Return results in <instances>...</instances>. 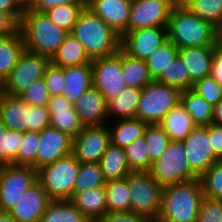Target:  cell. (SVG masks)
Listing matches in <instances>:
<instances>
[{"mask_svg":"<svg viewBox=\"0 0 222 222\" xmlns=\"http://www.w3.org/2000/svg\"><path fill=\"white\" fill-rule=\"evenodd\" d=\"M167 35L178 48H184L215 46L221 32L178 1L172 8L168 20Z\"/></svg>","mask_w":222,"mask_h":222,"instance_id":"cell-1","label":"cell"},{"mask_svg":"<svg viewBox=\"0 0 222 222\" xmlns=\"http://www.w3.org/2000/svg\"><path fill=\"white\" fill-rule=\"evenodd\" d=\"M70 34L82 44L91 60L116 54L121 48V37L87 6Z\"/></svg>","mask_w":222,"mask_h":222,"instance_id":"cell-2","label":"cell"},{"mask_svg":"<svg viewBox=\"0 0 222 222\" xmlns=\"http://www.w3.org/2000/svg\"><path fill=\"white\" fill-rule=\"evenodd\" d=\"M204 194L199 180L165 186L157 222H197Z\"/></svg>","mask_w":222,"mask_h":222,"instance_id":"cell-3","label":"cell"},{"mask_svg":"<svg viewBox=\"0 0 222 222\" xmlns=\"http://www.w3.org/2000/svg\"><path fill=\"white\" fill-rule=\"evenodd\" d=\"M19 30L27 51L46 56L49 59L56 53L68 34L51 21L45 13L34 10L23 13Z\"/></svg>","mask_w":222,"mask_h":222,"instance_id":"cell-4","label":"cell"},{"mask_svg":"<svg viewBox=\"0 0 222 222\" xmlns=\"http://www.w3.org/2000/svg\"><path fill=\"white\" fill-rule=\"evenodd\" d=\"M80 162L71 154L37 170V181L51 200H70Z\"/></svg>","mask_w":222,"mask_h":222,"instance_id":"cell-5","label":"cell"},{"mask_svg":"<svg viewBox=\"0 0 222 222\" xmlns=\"http://www.w3.org/2000/svg\"><path fill=\"white\" fill-rule=\"evenodd\" d=\"M181 90L152 80L141 89L136 118L148 124H159L168 111L180 102Z\"/></svg>","mask_w":222,"mask_h":222,"instance_id":"cell-6","label":"cell"},{"mask_svg":"<svg viewBox=\"0 0 222 222\" xmlns=\"http://www.w3.org/2000/svg\"><path fill=\"white\" fill-rule=\"evenodd\" d=\"M131 193L130 211L156 221L161 212L163 186L149 171L131 172L128 175Z\"/></svg>","mask_w":222,"mask_h":222,"instance_id":"cell-7","label":"cell"},{"mask_svg":"<svg viewBox=\"0 0 222 222\" xmlns=\"http://www.w3.org/2000/svg\"><path fill=\"white\" fill-rule=\"evenodd\" d=\"M149 172L163 187L198 178L190 169L180 141H171L165 152L153 162Z\"/></svg>","mask_w":222,"mask_h":222,"instance_id":"cell-8","label":"cell"},{"mask_svg":"<svg viewBox=\"0 0 222 222\" xmlns=\"http://www.w3.org/2000/svg\"><path fill=\"white\" fill-rule=\"evenodd\" d=\"M36 182L37 170L33 167L0 165V211L9 212Z\"/></svg>","mask_w":222,"mask_h":222,"instance_id":"cell-9","label":"cell"},{"mask_svg":"<svg viewBox=\"0 0 222 222\" xmlns=\"http://www.w3.org/2000/svg\"><path fill=\"white\" fill-rule=\"evenodd\" d=\"M50 59L25 50L10 74L3 80L4 92L19 96L32 83L44 77Z\"/></svg>","mask_w":222,"mask_h":222,"instance_id":"cell-10","label":"cell"},{"mask_svg":"<svg viewBox=\"0 0 222 222\" xmlns=\"http://www.w3.org/2000/svg\"><path fill=\"white\" fill-rule=\"evenodd\" d=\"M91 65L93 86L107 102L127 87L122 74V48L116 54L93 59Z\"/></svg>","mask_w":222,"mask_h":222,"instance_id":"cell-11","label":"cell"},{"mask_svg":"<svg viewBox=\"0 0 222 222\" xmlns=\"http://www.w3.org/2000/svg\"><path fill=\"white\" fill-rule=\"evenodd\" d=\"M178 0H134L130 9L127 32L140 28L167 27Z\"/></svg>","mask_w":222,"mask_h":222,"instance_id":"cell-12","label":"cell"},{"mask_svg":"<svg viewBox=\"0 0 222 222\" xmlns=\"http://www.w3.org/2000/svg\"><path fill=\"white\" fill-rule=\"evenodd\" d=\"M110 144L108 125L84 126L73 138L72 155L80 163H99Z\"/></svg>","mask_w":222,"mask_h":222,"instance_id":"cell-13","label":"cell"},{"mask_svg":"<svg viewBox=\"0 0 222 222\" xmlns=\"http://www.w3.org/2000/svg\"><path fill=\"white\" fill-rule=\"evenodd\" d=\"M182 143L190 169L198 178L219 161L210 146L206 126H196Z\"/></svg>","mask_w":222,"mask_h":222,"instance_id":"cell-14","label":"cell"},{"mask_svg":"<svg viewBox=\"0 0 222 222\" xmlns=\"http://www.w3.org/2000/svg\"><path fill=\"white\" fill-rule=\"evenodd\" d=\"M167 40V27L140 28L121 37V48L130 56L145 60Z\"/></svg>","mask_w":222,"mask_h":222,"instance_id":"cell-15","label":"cell"},{"mask_svg":"<svg viewBox=\"0 0 222 222\" xmlns=\"http://www.w3.org/2000/svg\"><path fill=\"white\" fill-rule=\"evenodd\" d=\"M73 138L51 126L39 132L36 170L72 154Z\"/></svg>","mask_w":222,"mask_h":222,"instance_id":"cell-16","label":"cell"},{"mask_svg":"<svg viewBox=\"0 0 222 222\" xmlns=\"http://www.w3.org/2000/svg\"><path fill=\"white\" fill-rule=\"evenodd\" d=\"M51 199L37 181L20 197L9 211L17 222H40Z\"/></svg>","mask_w":222,"mask_h":222,"instance_id":"cell-17","label":"cell"},{"mask_svg":"<svg viewBox=\"0 0 222 222\" xmlns=\"http://www.w3.org/2000/svg\"><path fill=\"white\" fill-rule=\"evenodd\" d=\"M131 0H87V7L102 18L120 37L128 28Z\"/></svg>","mask_w":222,"mask_h":222,"instance_id":"cell-18","label":"cell"},{"mask_svg":"<svg viewBox=\"0 0 222 222\" xmlns=\"http://www.w3.org/2000/svg\"><path fill=\"white\" fill-rule=\"evenodd\" d=\"M73 107L84 126H101L108 123L107 101L94 86L79 96Z\"/></svg>","mask_w":222,"mask_h":222,"instance_id":"cell-19","label":"cell"},{"mask_svg":"<svg viewBox=\"0 0 222 222\" xmlns=\"http://www.w3.org/2000/svg\"><path fill=\"white\" fill-rule=\"evenodd\" d=\"M32 106L20 96L4 94L0 102V121L9 130L31 131Z\"/></svg>","mask_w":222,"mask_h":222,"instance_id":"cell-20","label":"cell"},{"mask_svg":"<svg viewBox=\"0 0 222 222\" xmlns=\"http://www.w3.org/2000/svg\"><path fill=\"white\" fill-rule=\"evenodd\" d=\"M48 109L51 116L50 126L74 138L83 129L73 104L64 96L50 97Z\"/></svg>","mask_w":222,"mask_h":222,"instance_id":"cell-21","label":"cell"},{"mask_svg":"<svg viewBox=\"0 0 222 222\" xmlns=\"http://www.w3.org/2000/svg\"><path fill=\"white\" fill-rule=\"evenodd\" d=\"M215 46L179 48L178 55L189 73V89L200 79L210 76Z\"/></svg>","mask_w":222,"mask_h":222,"instance_id":"cell-22","label":"cell"},{"mask_svg":"<svg viewBox=\"0 0 222 222\" xmlns=\"http://www.w3.org/2000/svg\"><path fill=\"white\" fill-rule=\"evenodd\" d=\"M62 70L65 78L62 96L73 104L79 96L93 86L92 65L86 63L79 66L64 67Z\"/></svg>","mask_w":222,"mask_h":222,"instance_id":"cell-23","label":"cell"},{"mask_svg":"<svg viewBox=\"0 0 222 222\" xmlns=\"http://www.w3.org/2000/svg\"><path fill=\"white\" fill-rule=\"evenodd\" d=\"M171 141H184L196 127L181 102L172 107L159 123Z\"/></svg>","mask_w":222,"mask_h":222,"instance_id":"cell-24","label":"cell"},{"mask_svg":"<svg viewBox=\"0 0 222 222\" xmlns=\"http://www.w3.org/2000/svg\"><path fill=\"white\" fill-rule=\"evenodd\" d=\"M70 200L89 220L103 219L108 212L105 185L76 193Z\"/></svg>","mask_w":222,"mask_h":222,"instance_id":"cell-25","label":"cell"},{"mask_svg":"<svg viewBox=\"0 0 222 222\" xmlns=\"http://www.w3.org/2000/svg\"><path fill=\"white\" fill-rule=\"evenodd\" d=\"M82 44L70 33L66 35L56 53L50 59V63L57 67L79 66L91 63Z\"/></svg>","mask_w":222,"mask_h":222,"instance_id":"cell-26","label":"cell"},{"mask_svg":"<svg viewBox=\"0 0 222 222\" xmlns=\"http://www.w3.org/2000/svg\"><path fill=\"white\" fill-rule=\"evenodd\" d=\"M147 122L142 121L139 118H127L116 120V123L108 124L110 131L111 144L120 148H126L136 139L142 138Z\"/></svg>","mask_w":222,"mask_h":222,"instance_id":"cell-27","label":"cell"},{"mask_svg":"<svg viewBox=\"0 0 222 222\" xmlns=\"http://www.w3.org/2000/svg\"><path fill=\"white\" fill-rule=\"evenodd\" d=\"M25 50L19 29L11 35L0 37V79L4 80L10 74Z\"/></svg>","mask_w":222,"mask_h":222,"instance_id":"cell-28","label":"cell"},{"mask_svg":"<svg viewBox=\"0 0 222 222\" xmlns=\"http://www.w3.org/2000/svg\"><path fill=\"white\" fill-rule=\"evenodd\" d=\"M106 181L126 178L133 172L127 162L125 149L110 144L99 161Z\"/></svg>","mask_w":222,"mask_h":222,"instance_id":"cell-29","label":"cell"},{"mask_svg":"<svg viewBox=\"0 0 222 222\" xmlns=\"http://www.w3.org/2000/svg\"><path fill=\"white\" fill-rule=\"evenodd\" d=\"M180 102L196 126H208L213 123V105L193 89L181 91Z\"/></svg>","mask_w":222,"mask_h":222,"instance_id":"cell-30","label":"cell"},{"mask_svg":"<svg viewBox=\"0 0 222 222\" xmlns=\"http://www.w3.org/2000/svg\"><path fill=\"white\" fill-rule=\"evenodd\" d=\"M141 89L126 87L115 98L107 102L108 119L115 117L116 120L135 118Z\"/></svg>","mask_w":222,"mask_h":222,"instance_id":"cell-31","label":"cell"},{"mask_svg":"<svg viewBox=\"0 0 222 222\" xmlns=\"http://www.w3.org/2000/svg\"><path fill=\"white\" fill-rule=\"evenodd\" d=\"M89 219L71 200H51L40 222H88Z\"/></svg>","mask_w":222,"mask_h":222,"instance_id":"cell-32","label":"cell"},{"mask_svg":"<svg viewBox=\"0 0 222 222\" xmlns=\"http://www.w3.org/2000/svg\"><path fill=\"white\" fill-rule=\"evenodd\" d=\"M122 74L127 87L142 89L152 81L145 60L134 58L122 49Z\"/></svg>","mask_w":222,"mask_h":222,"instance_id":"cell-33","label":"cell"},{"mask_svg":"<svg viewBox=\"0 0 222 222\" xmlns=\"http://www.w3.org/2000/svg\"><path fill=\"white\" fill-rule=\"evenodd\" d=\"M178 50L179 48L168 39L145 59L152 80H158L162 73L167 71L171 61L178 56Z\"/></svg>","mask_w":222,"mask_h":222,"instance_id":"cell-34","label":"cell"},{"mask_svg":"<svg viewBox=\"0 0 222 222\" xmlns=\"http://www.w3.org/2000/svg\"><path fill=\"white\" fill-rule=\"evenodd\" d=\"M105 188L108 212L130 210L131 193L128 176L123 179L106 181Z\"/></svg>","mask_w":222,"mask_h":222,"instance_id":"cell-35","label":"cell"},{"mask_svg":"<svg viewBox=\"0 0 222 222\" xmlns=\"http://www.w3.org/2000/svg\"><path fill=\"white\" fill-rule=\"evenodd\" d=\"M194 14L222 32V0H180Z\"/></svg>","mask_w":222,"mask_h":222,"instance_id":"cell-36","label":"cell"},{"mask_svg":"<svg viewBox=\"0 0 222 222\" xmlns=\"http://www.w3.org/2000/svg\"><path fill=\"white\" fill-rule=\"evenodd\" d=\"M106 180L99 163H80L79 172L75 181L73 196L91 188L104 186Z\"/></svg>","mask_w":222,"mask_h":222,"instance_id":"cell-37","label":"cell"},{"mask_svg":"<svg viewBox=\"0 0 222 222\" xmlns=\"http://www.w3.org/2000/svg\"><path fill=\"white\" fill-rule=\"evenodd\" d=\"M23 132L9 130L0 121V165L13 164L18 155Z\"/></svg>","mask_w":222,"mask_h":222,"instance_id":"cell-38","label":"cell"},{"mask_svg":"<svg viewBox=\"0 0 222 222\" xmlns=\"http://www.w3.org/2000/svg\"><path fill=\"white\" fill-rule=\"evenodd\" d=\"M87 4H66L58 5L46 10L44 13L57 26L61 27L68 33L77 22L78 16Z\"/></svg>","mask_w":222,"mask_h":222,"instance_id":"cell-39","label":"cell"},{"mask_svg":"<svg viewBox=\"0 0 222 222\" xmlns=\"http://www.w3.org/2000/svg\"><path fill=\"white\" fill-rule=\"evenodd\" d=\"M150 161H156L167 149L171 142L160 124H148L144 132Z\"/></svg>","mask_w":222,"mask_h":222,"instance_id":"cell-40","label":"cell"},{"mask_svg":"<svg viewBox=\"0 0 222 222\" xmlns=\"http://www.w3.org/2000/svg\"><path fill=\"white\" fill-rule=\"evenodd\" d=\"M124 149L128 165L133 172L151 170L153 163L150 161L144 136Z\"/></svg>","mask_w":222,"mask_h":222,"instance_id":"cell-41","label":"cell"},{"mask_svg":"<svg viewBox=\"0 0 222 222\" xmlns=\"http://www.w3.org/2000/svg\"><path fill=\"white\" fill-rule=\"evenodd\" d=\"M39 146V132H23L18 155L12 165L30 166L36 169V154Z\"/></svg>","mask_w":222,"mask_h":222,"instance_id":"cell-42","label":"cell"},{"mask_svg":"<svg viewBox=\"0 0 222 222\" xmlns=\"http://www.w3.org/2000/svg\"><path fill=\"white\" fill-rule=\"evenodd\" d=\"M204 197L222 199V163L210 166L200 177Z\"/></svg>","mask_w":222,"mask_h":222,"instance_id":"cell-43","label":"cell"},{"mask_svg":"<svg viewBox=\"0 0 222 222\" xmlns=\"http://www.w3.org/2000/svg\"><path fill=\"white\" fill-rule=\"evenodd\" d=\"M157 81L177 87L181 91L189 89V73L179 55L171 61L167 71L163 72Z\"/></svg>","mask_w":222,"mask_h":222,"instance_id":"cell-44","label":"cell"},{"mask_svg":"<svg viewBox=\"0 0 222 222\" xmlns=\"http://www.w3.org/2000/svg\"><path fill=\"white\" fill-rule=\"evenodd\" d=\"M192 89L213 106L222 99V86L211 75L198 80Z\"/></svg>","mask_w":222,"mask_h":222,"instance_id":"cell-45","label":"cell"},{"mask_svg":"<svg viewBox=\"0 0 222 222\" xmlns=\"http://www.w3.org/2000/svg\"><path fill=\"white\" fill-rule=\"evenodd\" d=\"M19 96L30 106H48L51 97L43 78L32 83Z\"/></svg>","mask_w":222,"mask_h":222,"instance_id":"cell-46","label":"cell"},{"mask_svg":"<svg viewBox=\"0 0 222 222\" xmlns=\"http://www.w3.org/2000/svg\"><path fill=\"white\" fill-rule=\"evenodd\" d=\"M197 222H222V199L204 197L200 204Z\"/></svg>","mask_w":222,"mask_h":222,"instance_id":"cell-47","label":"cell"},{"mask_svg":"<svg viewBox=\"0 0 222 222\" xmlns=\"http://www.w3.org/2000/svg\"><path fill=\"white\" fill-rule=\"evenodd\" d=\"M43 80L51 97L62 95L65 78L61 67L50 63L45 70Z\"/></svg>","mask_w":222,"mask_h":222,"instance_id":"cell-48","label":"cell"},{"mask_svg":"<svg viewBox=\"0 0 222 222\" xmlns=\"http://www.w3.org/2000/svg\"><path fill=\"white\" fill-rule=\"evenodd\" d=\"M51 116L48 106H32L31 131L40 132L50 126Z\"/></svg>","mask_w":222,"mask_h":222,"instance_id":"cell-49","label":"cell"},{"mask_svg":"<svg viewBox=\"0 0 222 222\" xmlns=\"http://www.w3.org/2000/svg\"><path fill=\"white\" fill-rule=\"evenodd\" d=\"M103 219L105 222H152L146 216L135 214L132 211L107 212Z\"/></svg>","mask_w":222,"mask_h":222,"instance_id":"cell-50","label":"cell"},{"mask_svg":"<svg viewBox=\"0 0 222 222\" xmlns=\"http://www.w3.org/2000/svg\"><path fill=\"white\" fill-rule=\"evenodd\" d=\"M211 76L222 86V37L218 39L214 47Z\"/></svg>","mask_w":222,"mask_h":222,"instance_id":"cell-51","label":"cell"},{"mask_svg":"<svg viewBox=\"0 0 222 222\" xmlns=\"http://www.w3.org/2000/svg\"><path fill=\"white\" fill-rule=\"evenodd\" d=\"M208 130V137H210V143L215 156L220 159L222 156V126L216 124H210L206 126Z\"/></svg>","mask_w":222,"mask_h":222,"instance_id":"cell-52","label":"cell"},{"mask_svg":"<svg viewBox=\"0 0 222 222\" xmlns=\"http://www.w3.org/2000/svg\"><path fill=\"white\" fill-rule=\"evenodd\" d=\"M66 4H87V0H37L33 10L44 13L48 9Z\"/></svg>","mask_w":222,"mask_h":222,"instance_id":"cell-53","label":"cell"},{"mask_svg":"<svg viewBox=\"0 0 222 222\" xmlns=\"http://www.w3.org/2000/svg\"><path fill=\"white\" fill-rule=\"evenodd\" d=\"M19 29V24L7 13L0 11V37L8 36Z\"/></svg>","mask_w":222,"mask_h":222,"instance_id":"cell-54","label":"cell"},{"mask_svg":"<svg viewBox=\"0 0 222 222\" xmlns=\"http://www.w3.org/2000/svg\"><path fill=\"white\" fill-rule=\"evenodd\" d=\"M0 11L9 14L18 24L23 12L18 8L15 0H0Z\"/></svg>","mask_w":222,"mask_h":222,"instance_id":"cell-55","label":"cell"},{"mask_svg":"<svg viewBox=\"0 0 222 222\" xmlns=\"http://www.w3.org/2000/svg\"><path fill=\"white\" fill-rule=\"evenodd\" d=\"M213 124L222 126V99L213 106Z\"/></svg>","mask_w":222,"mask_h":222,"instance_id":"cell-56","label":"cell"},{"mask_svg":"<svg viewBox=\"0 0 222 222\" xmlns=\"http://www.w3.org/2000/svg\"><path fill=\"white\" fill-rule=\"evenodd\" d=\"M18 8L24 13L33 10L37 0H15Z\"/></svg>","mask_w":222,"mask_h":222,"instance_id":"cell-57","label":"cell"},{"mask_svg":"<svg viewBox=\"0 0 222 222\" xmlns=\"http://www.w3.org/2000/svg\"><path fill=\"white\" fill-rule=\"evenodd\" d=\"M0 222H17L9 212L0 211Z\"/></svg>","mask_w":222,"mask_h":222,"instance_id":"cell-58","label":"cell"},{"mask_svg":"<svg viewBox=\"0 0 222 222\" xmlns=\"http://www.w3.org/2000/svg\"><path fill=\"white\" fill-rule=\"evenodd\" d=\"M4 94H5V92H4V83H3V80L0 79V102H1V99H2Z\"/></svg>","mask_w":222,"mask_h":222,"instance_id":"cell-59","label":"cell"},{"mask_svg":"<svg viewBox=\"0 0 222 222\" xmlns=\"http://www.w3.org/2000/svg\"><path fill=\"white\" fill-rule=\"evenodd\" d=\"M88 222H105L104 219H90Z\"/></svg>","mask_w":222,"mask_h":222,"instance_id":"cell-60","label":"cell"}]
</instances>
